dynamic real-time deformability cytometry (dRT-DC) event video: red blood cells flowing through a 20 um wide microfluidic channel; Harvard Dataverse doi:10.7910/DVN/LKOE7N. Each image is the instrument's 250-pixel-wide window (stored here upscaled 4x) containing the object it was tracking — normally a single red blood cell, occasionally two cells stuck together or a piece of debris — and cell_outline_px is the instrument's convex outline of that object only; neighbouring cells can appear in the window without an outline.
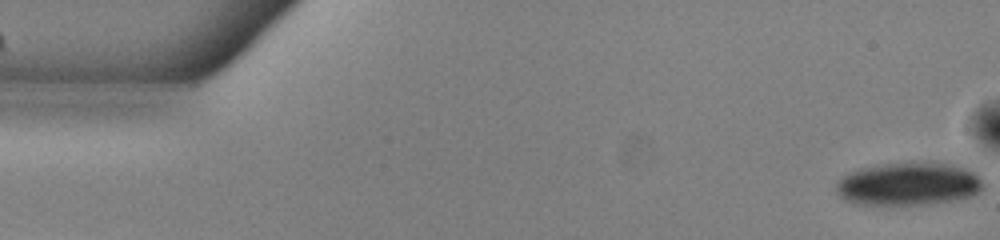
{"species": "common noctule bat (a hibernating species)", "species_latin": "Nyctalus noctula", "temperature_condition": "warm", "stored_images_in_passage": 19, "camera_frame_rate_fps": 3000, "um_per_image_px": 0.085, "animal": {"sex": "male", "body_mass_g": 13.0, "forearm_length_mm": 53.1}, "frame": {"image": 1, "passage_image": 1, "time_ms": 0.0, "image_size_px": [1000, 240], "cell_outline_px": [[984, 188], [980, 192], [972, 196], [932, 204], [856, 204], [844, 200], [836, 192], [836, 180], [856, 168], [884, 164], [932, 160], [956, 164], [976, 168], [984, 184]], "centroid_in_image_um": [77.31, 15.59], "position_along_channel_um": 7.7, "area_um2": 38.21}}